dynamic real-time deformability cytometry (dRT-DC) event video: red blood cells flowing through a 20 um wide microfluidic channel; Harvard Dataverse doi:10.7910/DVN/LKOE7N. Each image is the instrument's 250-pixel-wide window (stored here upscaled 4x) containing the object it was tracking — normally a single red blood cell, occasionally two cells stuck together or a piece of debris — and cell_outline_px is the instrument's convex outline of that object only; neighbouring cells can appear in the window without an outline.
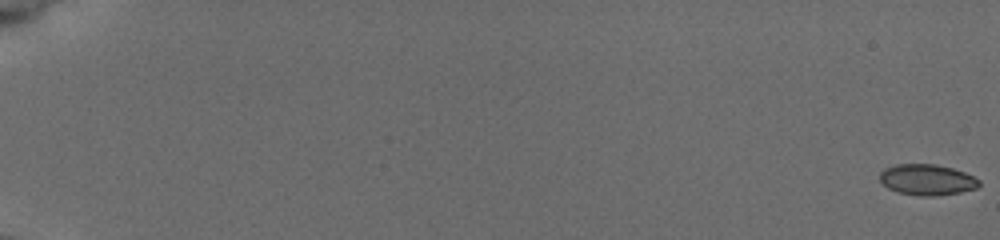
{"species": "common noctule bat (a hibernating species)", "species_latin": "Nyctalus noctula", "temperature_condition": "cold", "stored_images_in_passage": 58, "camera_frame_rate_fps": 3000, "um_per_image_px": 0.085, "animal": {"sex": "female", "body_mass_g": 19.5, "forearm_length_mm": 54.1}, "frame": {"image": 1, "passage_image": 1, "time_ms": 0.0, "image_size_px": [1000, 240], "cell_outline_px": [[980, 184], [976, 188], [960, 192], [932, 196], [920, 196], [896, 192], [888, 188], [880, 180], [880, 172], [884, 168], [896, 164], [936, 164], [952, 168], [964, 172], [980, 180]], "centroid_in_image_um": [78.78, 15.27], "position_along_channel_um": 6.2, "area_um2": 17.86}}
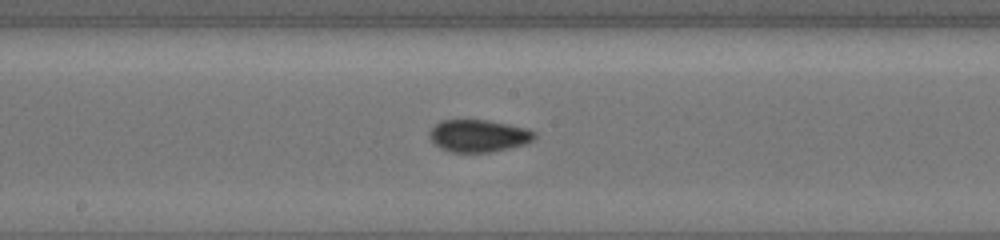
{"frame": {"image": 2, "passage_image": 34, "time_ms": 11.0, "image_size_px": [1000, 240], "cell_outline_px": [[536, 136], [528, 144], [492, 152], [452, 152], [440, 148], [428, 136], [428, 132], [440, 120], [488, 120], [528, 128], [536, 132]], "centroid_in_image_um": [40.71, 11.54], "position_along_channel_um": 207.5, "area_um2": 19.94}}
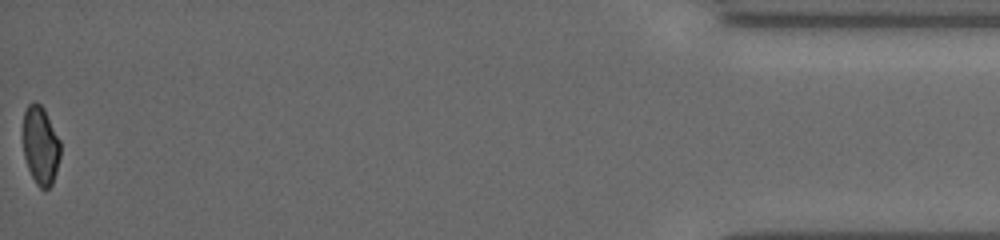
{"frame": {"image": 3, "passage_image": 58, "time_ms": 19.0, "image_size_px": [1000, 240], "cell_outline_px": [[60, 156], [56, 172], [52, 184], [48, 188], [40, 188], [36, 184], [28, 168], [24, 156], [24, 112], [28, 104], [32, 100], [36, 100], [44, 108], [60, 140]], "centroid_in_image_um": [3.45, 12.33], "position_along_channel_um": 431.7, "area_um2": 17.05}, "authors_computed_cell_mechanics": {"area_um2": 18.4093, "velocity_mm_per_s": 3.7805, "shape_relaxation_time_tau1_ms": null, "shape_relaxation_time_tau2_ms": 3.6938, "deformation_change_tau1": null, "deformation_change_tau2": 0.054}}